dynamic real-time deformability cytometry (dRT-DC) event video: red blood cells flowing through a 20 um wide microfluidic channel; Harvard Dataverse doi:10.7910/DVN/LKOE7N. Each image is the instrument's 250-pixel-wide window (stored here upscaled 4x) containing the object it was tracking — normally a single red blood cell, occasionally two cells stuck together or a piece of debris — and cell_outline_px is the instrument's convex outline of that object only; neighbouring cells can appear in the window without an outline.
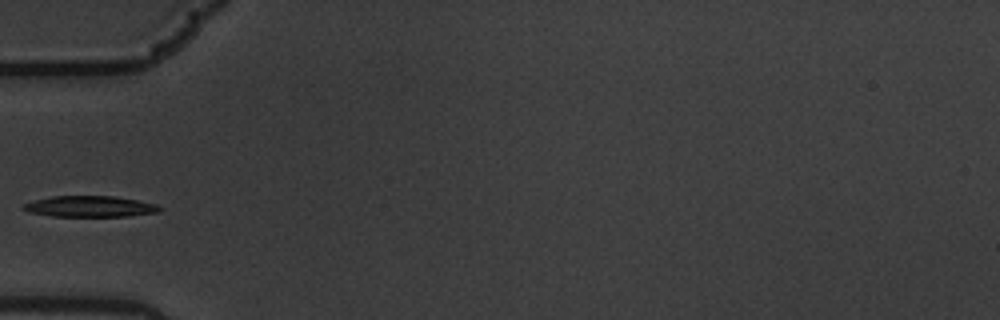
{"species": "common noctule bat (a hibernating species)", "species_latin": "Nyctalus noctula", "temperature_condition": "warm", "stored_images_in_passage": 4, "camera_frame_rate_fps": 3000, "um_per_image_px": 0.085, "animal": {"sex": "male", "body_mass_g": 19.5, "forearm_length_mm": 54.6}, "frame": {"image": 1, "passage_image": 4, "time_ms": 1.0, "image_size_px": [1000, 320], "cell_outline_px": [[164, 208], [156, 212], [128, 216], [52, 216], [28, 212], [20, 208], [24, 204], [36, 200], [52, 196], [112, 196], [136, 200], [156, 204]], "centroid_in_image_um": [7.63, 17.55], "position_along_channel_um": 77.4, "area_um2": 16.53}}